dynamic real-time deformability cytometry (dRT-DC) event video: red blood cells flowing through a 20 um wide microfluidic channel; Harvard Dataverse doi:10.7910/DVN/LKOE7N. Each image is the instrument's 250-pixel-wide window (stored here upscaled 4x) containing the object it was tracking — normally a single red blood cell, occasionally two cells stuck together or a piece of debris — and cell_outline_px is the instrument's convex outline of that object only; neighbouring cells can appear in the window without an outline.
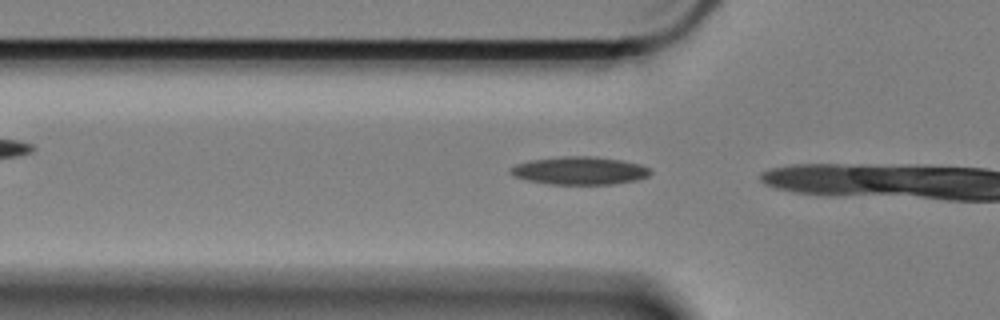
{"species": "Egyptian fruit bat (a non-hibernating species)", "species_latin": "Rousettus aegyptiacus", "temperature_condition": "cold", "stored_images_in_passage": 7, "camera_frame_rate_fps": 3000, "um_per_image_px": 0.085, "animal": {"sex": "female"}, "frame": {"image": 1, "passage_image": 4, "time_ms": 1.0, "image_size_px": [1000, 320], "cell_outline_px": [[652, 172], [648, 176], [636, 180], [616, 184], [548, 184], [528, 180], [512, 176], [508, 172], [508, 168], [516, 164], [528, 160], [560, 156], [592, 156], [620, 160], [640, 164], [652, 168]], "centroid_in_image_um": [49.24, 14.5], "position_along_channel_um": 76.6, "area_um2": 23.06}}